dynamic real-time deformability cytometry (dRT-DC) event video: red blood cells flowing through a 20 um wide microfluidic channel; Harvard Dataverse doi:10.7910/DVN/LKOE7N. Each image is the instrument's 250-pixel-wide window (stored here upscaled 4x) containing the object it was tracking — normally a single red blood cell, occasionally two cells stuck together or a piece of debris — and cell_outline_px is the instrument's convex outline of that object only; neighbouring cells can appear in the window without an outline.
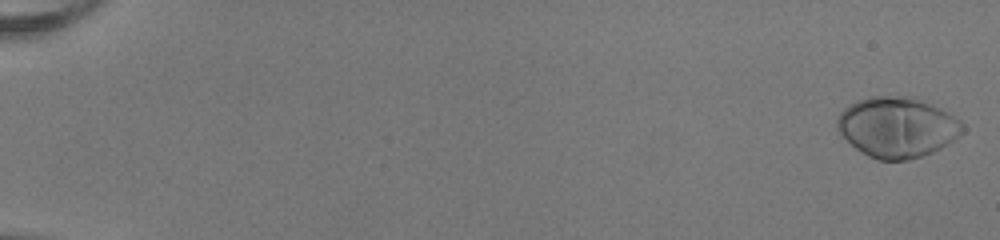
{"species": "human", "species_latin": "Homo sapiens", "temperature_condition": "room temperature", "stored_images_in_passage": 53, "camera_frame_rate_fps": 3000, "um_per_image_px": 0.085, "donor": {"sex": "female"}, "frame": {"image": 1, "passage_image": 1, "time_ms": 0.0, "image_size_px": [1000, 240], "cell_outline_px": [[964, 132], [960, 136], [948, 144], [932, 152], [908, 160], [876, 160], [868, 156], [856, 148], [840, 136], [836, 128], [836, 120], [840, 112], [848, 104], [868, 96], [916, 96], [948, 112], [960, 120], [964, 124]], "centroid_in_image_um": [76.25, 10.8], "position_along_channel_um": 8.8, "area_um2": 44.74}}
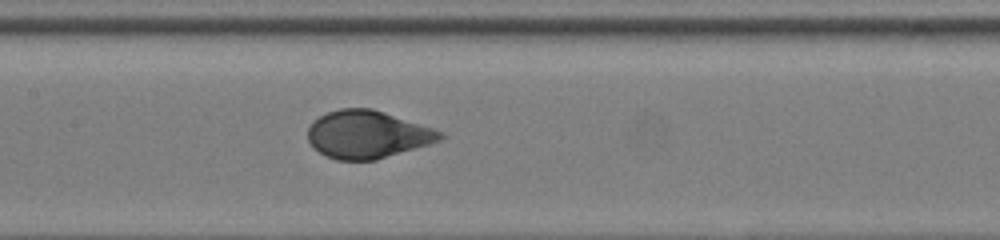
{"frame": {"image": 2, "passage_image": 28, "time_ms": 9.0, "image_size_px": [1000, 240], "cell_outline_px": [[444, 136], [440, 140], [428, 144], [376, 160], [336, 160], [324, 156], [312, 148], [308, 140], [308, 128], [320, 116], [328, 112], [340, 108], [372, 108], [444, 132]], "centroid_in_image_um": [31.19, 11.44], "position_along_channel_um": 176.2, "area_um2": 36.59}}
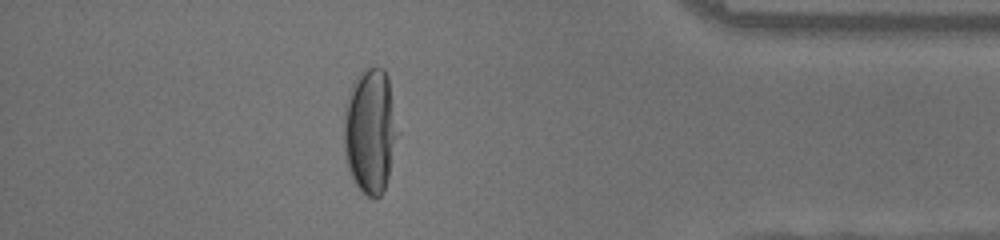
{"frame": {"image": 3, "passage_image": 47, "time_ms": 15.333, "image_size_px": [1000, 240], "cell_outline_px": [[400, 132], [384, 192], [376, 200], [368, 196], [352, 180], [344, 156], [344, 104], [348, 92], [352, 84], [360, 72], [368, 68], [384, 68], [388, 76]], "centroid_in_image_um": [31.48, 11.14], "position_along_channel_um": 403.7, "area_um2": 40.06}, "authors_computed_cell_mechanics": {"area_um2": 38.6104, "velocity_mm_per_s": 4.0294, "shape_relaxation_time_tau1_ms": 3.6792, "shape_relaxation_time_tau2_ms": null, "deformation_change_tau1": 0.2199, "deformation_change_tau2": null}}